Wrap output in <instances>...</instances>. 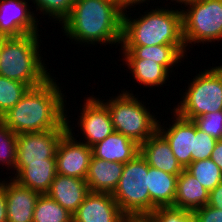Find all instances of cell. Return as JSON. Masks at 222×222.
<instances>
[{
  "label": "cell",
  "mask_w": 222,
  "mask_h": 222,
  "mask_svg": "<svg viewBox=\"0 0 222 222\" xmlns=\"http://www.w3.org/2000/svg\"><path fill=\"white\" fill-rule=\"evenodd\" d=\"M53 75L43 84L29 88L22 99L0 118L17 135L47 130H68L67 95L61 83L56 82L55 79L58 78Z\"/></svg>",
  "instance_id": "6da1fadb"
},
{
  "label": "cell",
  "mask_w": 222,
  "mask_h": 222,
  "mask_svg": "<svg viewBox=\"0 0 222 222\" xmlns=\"http://www.w3.org/2000/svg\"><path fill=\"white\" fill-rule=\"evenodd\" d=\"M123 13L108 0H75L70 15L60 25L61 32L71 43L84 47L104 44L117 48L121 45Z\"/></svg>",
  "instance_id": "7a4b0ae2"
},
{
  "label": "cell",
  "mask_w": 222,
  "mask_h": 222,
  "mask_svg": "<svg viewBox=\"0 0 222 222\" xmlns=\"http://www.w3.org/2000/svg\"><path fill=\"white\" fill-rule=\"evenodd\" d=\"M168 5H150L143 14L138 12V18L128 13L130 9L124 11L121 45H185L182 11L180 7Z\"/></svg>",
  "instance_id": "3957f363"
},
{
  "label": "cell",
  "mask_w": 222,
  "mask_h": 222,
  "mask_svg": "<svg viewBox=\"0 0 222 222\" xmlns=\"http://www.w3.org/2000/svg\"><path fill=\"white\" fill-rule=\"evenodd\" d=\"M40 36L41 33L5 37L0 47V76L23 82L30 88L49 79L52 73L42 57Z\"/></svg>",
  "instance_id": "277c9868"
},
{
  "label": "cell",
  "mask_w": 222,
  "mask_h": 222,
  "mask_svg": "<svg viewBox=\"0 0 222 222\" xmlns=\"http://www.w3.org/2000/svg\"><path fill=\"white\" fill-rule=\"evenodd\" d=\"M98 98L109 109L114 131L127 136L137 144L141 145L158 131V116L151 113L150 106L147 107V103L142 99L140 101L138 94L134 95L131 89H122L117 96H109L106 100Z\"/></svg>",
  "instance_id": "5b68a950"
},
{
  "label": "cell",
  "mask_w": 222,
  "mask_h": 222,
  "mask_svg": "<svg viewBox=\"0 0 222 222\" xmlns=\"http://www.w3.org/2000/svg\"><path fill=\"white\" fill-rule=\"evenodd\" d=\"M148 163L139 153L124 164L117 187L112 193L121 211L132 222H143L150 215Z\"/></svg>",
  "instance_id": "8992f818"
},
{
  "label": "cell",
  "mask_w": 222,
  "mask_h": 222,
  "mask_svg": "<svg viewBox=\"0 0 222 222\" xmlns=\"http://www.w3.org/2000/svg\"><path fill=\"white\" fill-rule=\"evenodd\" d=\"M187 82L185 92L180 94V102L172 108L179 116L193 120L206 113L222 110V74L215 67L199 70Z\"/></svg>",
  "instance_id": "52a82bcc"
},
{
  "label": "cell",
  "mask_w": 222,
  "mask_h": 222,
  "mask_svg": "<svg viewBox=\"0 0 222 222\" xmlns=\"http://www.w3.org/2000/svg\"><path fill=\"white\" fill-rule=\"evenodd\" d=\"M181 8L187 52L192 46L222 40V0H192Z\"/></svg>",
  "instance_id": "ba28073f"
},
{
  "label": "cell",
  "mask_w": 222,
  "mask_h": 222,
  "mask_svg": "<svg viewBox=\"0 0 222 222\" xmlns=\"http://www.w3.org/2000/svg\"><path fill=\"white\" fill-rule=\"evenodd\" d=\"M85 96L88 97H84L85 102L82 103V105L80 104L82 108H79L80 114L78 115V118L75 119L77 121L75 127L78 126L80 129L76 130L73 126L74 123L70 125V123L74 121H71L69 117H73V115H66V124L68 131L75 136V138L81 136L79 137V141L92 148L113 133L114 128L107 106L94 95ZM78 130L81 132L80 135H76L74 132Z\"/></svg>",
  "instance_id": "9c48e42d"
},
{
  "label": "cell",
  "mask_w": 222,
  "mask_h": 222,
  "mask_svg": "<svg viewBox=\"0 0 222 222\" xmlns=\"http://www.w3.org/2000/svg\"><path fill=\"white\" fill-rule=\"evenodd\" d=\"M67 131L47 130L18 134L16 137L17 162L15 177L30 163L46 162V159H55L58 144Z\"/></svg>",
  "instance_id": "30bf717a"
},
{
  "label": "cell",
  "mask_w": 222,
  "mask_h": 222,
  "mask_svg": "<svg viewBox=\"0 0 222 222\" xmlns=\"http://www.w3.org/2000/svg\"><path fill=\"white\" fill-rule=\"evenodd\" d=\"M28 2V0H0V35L19 37L42 31L40 29L42 21L39 23L40 20L33 11L34 6Z\"/></svg>",
  "instance_id": "8fae6325"
},
{
  "label": "cell",
  "mask_w": 222,
  "mask_h": 222,
  "mask_svg": "<svg viewBox=\"0 0 222 222\" xmlns=\"http://www.w3.org/2000/svg\"><path fill=\"white\" fill-rule=\"evenodd\" d=\"M91 157L92 148L67 131L62 136L56 150L57 174L85 180Z\"/></svg>",
  "instance_id": "7c38bea8"
},
{
  "label": "cell",
  "mask_w": 222,
  "mask_h": 222,
  "mask_svg": "<svg viewBox=\"0 0 222 222\" xmlns=\"http://www.w3.org/2000/svg\"><path fill=\"white\" fill-rule=\"evenodd\" d=\"M170 113H172L171 119L173 120H171L168 124V120H163L162 123V119H159L158 132L169 143L177 161L185 169L192 162L193 144L194 138L196 137V125L193 120L179 116L172 109Z\"/></svg>",
  "instance_id": "4fadbf2b"
},
{
  "label": "cell",
  "mask_w": 222,
  "mask_h": 222,
  "mask_svg": "<svg viewBox=\"0 0 222 222\" xmlns=\"http://www.w3.org/2000/svg\"><path fill=\"white\" fill-rule=\"evenodd\" d=\"M73 222H132L110 193L89 192L73 214Z\"/></svg>",
  "instance_id": "5bb4252c"
},
{
  "label": "cell",
  "mask_w": 222,
  "mask_h": 222,
  "mask_svg": "<svg viewBox=\"0 0 222 222\" xmlns=\"http://www.w3.org/2000/svg\"><path fill=\"white\" fill-rule=\"evenodd\" d=\"M120 48L119 52L121 50L122 53L119 54L123 57L121 59H148L155 61L161 64L171 75L175 74V70L189 57L187 55L189 52H187L185 45H120ZM174 67H176L175 70Z\"/></svg>",
  "instance_id": "9a60e30c"
},
{
  "label": "cell",
  "mask_w": 222,
  "mask_h": 222,
  "mask_svg": "<svg viewBox=\"0 0 222 222\" xmlns=\"http://www.w3.org/2000/svg\"><path fill=\"white\" fill-rule=\"evenodd\" d=\"M7 222H32L40 193L6 178Z\"/></svg>",
  "instance_id": "2e32d148"
},
{
  "label": "cell",
  "mask_w": 222,
  "mask_h": 222,
  "mask_svg": "<svg viewBox=\"0 0 222 222\" xmlns=\"http://www.w3.org/2000/svg\"><path fill=\"white\" fill-rule=\"evenodd\" d=\"M89 192L84 179L56 174L46 194L74 214Z\"/></svg>",
  "instance_id": "e0dca14e"
},
{
  "label": "cell",
  "mask_w": 222,
  "mask_h": 222,
  "mask_svg": "<svg viewBox=\"0 0 222 222\" xmlns=\"http://www.w3.org/2000/svg\"><path fill=\"white\" fill-rule=\"evenodd\" d=\"M140 154L153 168L174 175H179L184 170L174 156L169 143L158 131L140 145Z\"/></svg>",
  "instance_id": "ac0fdd59"
},
{
  "label": "cell",
  "mask_w": 222,
  "mask_h": 222,
  "mask_svg": "<svg viewBox=\"0 0 222 222\" xmlns=\"http://www.w3.org/2000/svg\"><path fill=\"white\" fill-rule=\"evenodd\" d=\"M140 153V145L127 136L114 131L92 147L95 158L108 162L127 163Z\"/></svg>",
  "instance_id": "d6986e66"
},
{
  "label": "cell",
  "mask_w": 222,
  "mask_h": 222,
  "mask_svg": "<svg viewBox=\"0 0 222 222\" xmlns=\"http://www.w3.org/2000/svg\"><path fill=\"white\" fill-rule=\"evenodd\" d=\"M123 169L124 163L108 162L92 155L85 179L89 190L112 194L118 185Z\"/></svg>",
  "instance_id": "ffe728a7"
},
{
  "label": "cell",
  "mask_w": 222,
  "mask_h": 222,
  "mask_svg": "<svg viewBox=\"0 0 222 222\" xmlns=\"http://www.w3.org/2000/svg\"><path fill=\"white\" fill-rule=\"evenodd\" d=\"M178 176L148 165L150 214L159 207H173Z\"/></svg>",
  "instance_id": "44dd1931"
},
{
  "label": "cell",
  "mask_w": 222,
  "mask_h": 222,
  "mask_svg": "<svg viewBox=\"0 0 222 222\" xmlns=\"http://www.w3.org/2000/svg\"><path fill=\"white\" fill-rule=\"evenodd\" d=\"M209 191L185 169L177 179L174 208L194 211L208 204Z\"/></svg>",
  "instance_id": "7402d4cb"
},
{
  "label": "cell",
  "mask_w": 222,
  "mask_h": 222,
  "mask_svg": "<svg viewBox=\"0 0 222 222\" xmlns=\"http://www.w3.org/2000/svg\"><path fill=\"white\" fill-rule=\"evenodd\" d=\"M122 65L125 63V67L128 68L132 74L135 84L138 83L142 88L154 89L162 86H167V82L170 80L171 74L161 65L155 61L148 59H121ZM165 84V85H164ZM160 86V87H159Z\"/></svg>",
  "instance_id": "603a6c76"
},
{
  "label": "cell",
  "mask_w": 222,
  "mask_h": 222,
  "mask_svg": "<svg viewBox=\"0 0 222 222\" xmlns=\"http://www.w3.org/2000/svg\"><path fill=\"white\" fill-rule=\"evenodd\" d=\"M56 174V159H46V162L30 163L14 180L40 194H46Z\"/></svg>",
  "instance_id": "cb8c5ba5"
},
{
  "label": "cell",
  "mask_w": 222,
  "mask_h": 222,
  "mask_svg": "<svg viewBox=\"0 0 222 222\" xmlns=\"http://www.w3.org/2000/svg\"><path fill=\"white\" fill-rule=\"evenodd\" d=\"M32 222H73V214L47 194H40L35 204Z\"/></svg>",
  "instance_id": "d4e9b609"
},
{
  "label": "cell",
  "mask_w": 222,
  "mask_h": 222,
  "mask_svg": "<svg viewBox=\"0 0 222 222\" xmlns=\"http://www.w3.org/2000/svg\"><path fill=\"white\" fill-rule=\"evenodd\" d=\"M185 170L209 192L222 181V171L211 159L191 162Z\"/></svg>",
  "instance_id": "484cf974"
},
{
  "label": "cell",
  "mask_w": 222,
  "mask_h": 222,
  "mask_svg": "<svg viewBox=\"0 0 222 222\" xmlns=\"http://www.w3.org/2000/svg\"><path fill=\"white\" fill-rule=\"evenodd\" d=\"M17 134L0 120V165L11 171L8 178H15L17 162ZM13 171H12V170ZM14 175V176H13Z\"/></svg>",
  "instance_id": "4316f807"
},
{
  "label": "cell",
  "mask_w": 222,
  "mask_h": 222,
  "mask_svg": "<svg viewBox=\"0 0 222 222\" xmlns=\"http://www.w3.org/2000/svg\"><path fill=\"white\" fill-rule=\"evenodd\" d=\"M29 88L23 82L0 76V118L22 99Z\"/></svg>",
  "instance_id": "83f0119b"
},
{
  "label": "cell",
  "mask_w": 222,
  "mask_h": 222,
  "mask_svg": "<svg viewBox=\"0 0 222 222\" xmlns=\"http://www.w3.org/2000/svg\"><path fill=\"white\" fill-rule=\"evenodd\" d=\"M32 1L36 11L34 13L36 17L48 16L52 22L62 23L71 13L75 0H29ZM39 11V12H38Z\"/></svg>",
  "instance_id": "f1b7e54d"
},
{
  "label": "cell",
  "mask_w": 222,
  "mask_h": 222,
  "mask_svg": "<svg viewBox=\"0 0 222 222\" xmlns=\"http://www.w3.org/2000/svg\"><path fill=\"white\" fill-rule=\"evenodd\" d=\"M143 222H196V218L192 211L174 207H159Z\"/></svg>",
  "instance_id": "f546056e"
},
{
  "label": "cell",
  "mask_w": 222,
  "mask_h": 222,
  "mask_svg": "<svg viewBox=\"0 0 222 222\" xmlns=\"http://www.w3.org/2000/svg\"><path fill=\"white\" fill-rule=\"evenodd\" d=\"M196 127L219 140L222 139V110L206 113L193 119Z\"/></svg>",
  "instance_id": "4dcf8cb0"
},
{
  "label": "cell",
  "mask_w": 222,
  "mask_h": 222,
  "mask_svg": "<svg viewBox=\"0 0 222 222\" xmlns=\"http://www.w3.org/2000/svg\"><path fill=\"white\" fill-rule=\"evenodd\" d=\"M217 139L206 134L196 127V137L194 138L192 162L210 159Z\"/></svg>",
  "instance_id": "1f68e13d"
},
{
  "label": "cell",
  "mask_w": 222,
  "mask_h": 222,
  "mask_svg": "<svg viewBox=\"0 0 222 222\" xmlns=\"http://www.w3.org/2000/svg\"><path fill=\"white\" fill-rule=\"evenodd\" d=\"M196 222H222V209L205 205L193 211Z\"/></svg>",
  "instance_id": "d6a6232c"
},
{
  "label": "cell",
  "mask_w": 222,
  "mask_h": 222,
  "mask_svg": "<svg viewBox=\"0 0 222 222\" xmlns=\"http://www.w3.org/2000/svg\"><path fill=\"white\" fill-rule=\"evenodd\" d=\"M0 222H7L6 181L0 178Z\"/></svg>",
  "instance_id": "836d02e7"
},
{
  "label": "cell",
  "mask_w": 222,
  "mask_h": 222,
  "mask_svg": "<svg viewBox=\"0 0 222 222\" xmlns=\"http://www.w3.org/2000/svg\"><path fill=\"white\" fill-rule=\"evenodd\" d=\"M207 205L222 209V181L209 192V201Z\"/></svg>",
  "instance_id": "e575fe53"
},
{
  "label": "cell",
  "mask_w": 222,
  "mask_h": 222,
  "mask_svg": "<svg viewBox=\"0 0 222 222\" xmlns=\"http://www.w3.org/2000/svg\"><path fill=\"white\" fill-rule=\"evenodd\" d=\"M114 4H116L118 7H120L123 11H127V9L132 10V8H134L133 12H135L137 5L139 6L138 9L141 7L140 6H144L145 7V3L146 1H141V0H108ZM142 4V5H141ZM136 5V6H135Z\"/></svg>",
  "instance_id": "d590c367"
},
{
  "label": "cell",
  "mask_w": 222,
  "mask_h": 222,
  "mask_svg": "<svg viewBox=\"0 0 222 222\" xmlns=\"http://www.w3.org/2000/svg\"><path fill=\"white\" fill-rule=\"evenodd\" d=\"M222 171V139L217 140L210 158Z\"/></svg>",
  "instance_id": "8d00e7d4"
},
{
  "label": "cell",
  "mask_w": 222,
  "mask_h": 222,
  "mask_svg": "<svg viewBox=\"0 0 222 222\" xmlns=\"http://www.w3.org/2000/svg\"><path fill=\"white\" fill-rule=\"evenodd\" d=\"M145 1H146V4L149 5L150 1H154V0H145ZM166 1H168V0H166ZM190 1H192V0H171V1L169 2V4H170L171 2L175 3V5L178 3L177 6H179V4H180V5H181L180 7H182V4L185 5L186 3L190 2ZM176 2H177V3H176Z\"/></svg>",
  "instance_id": "74e56055"
},
{
  "label": "cell",
  "mask_w": 222,
  "mask_h": 222,
  "mask_svg": "<svg viewBox=\"0 0 222 222\" xmlns=\"http://www.w3.org/2000/svg\"><path fill=\"white\" fill-rule=\"evenodd\" d=\"M221 64L218 63L219 66H216V64H215L214 67L222 74V65Z\"/></svg>",
  "instance_id": "f35d334b"
},
{
  "label": "cell",
  "mask_w": 222,
  "mask_h": 222,
  "mask_svg": "<svg viewBox=\"0 0 222 222\" xmlns=\"http://www.w3.org/2000/svg\"><path fill=\"white\" fill-rule=\"evenodd\" d=\"M4 36L0 35V47H1V44L3 43V40H4Z\"/></svg>",
  "instance_id": "ab89813d"
}]
</instances>
